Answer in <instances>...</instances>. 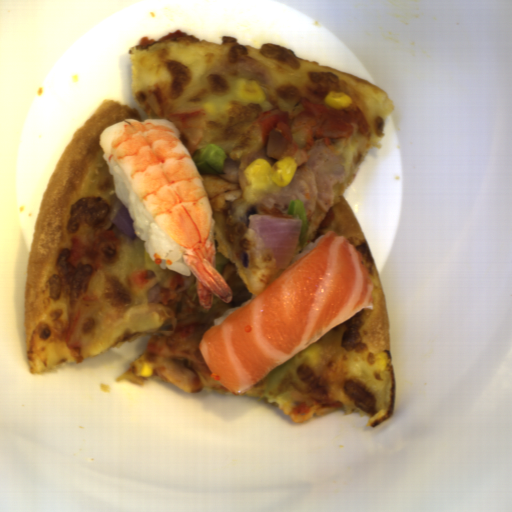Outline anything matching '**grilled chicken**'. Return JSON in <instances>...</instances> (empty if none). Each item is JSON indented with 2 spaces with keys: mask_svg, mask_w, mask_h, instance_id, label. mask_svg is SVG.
<instances>
[{
  "mask_svg": "<svg viewBox=\"0 0 512 512\" xmlns=\"http://www.w3.org/2000/svg\"><path fill=\"white\" fill-rule=\"evenodd\" d=\"M221 276L231 289L232 299L224 303L213 295L211 308L206 310L197 295L192 271L183 275L172 270L161 298L167 315L165 327L148 341L147 348L157 371L169 385L190 394L204 387L226 389L211 377L199 342L207 328L215 326V319L228 309L241 307L253 295L257 297L262 284L253 260L231 261Z\"/></svg>",
  "mask_w": 512,
  "mask_h": 512,
  "instance_id": "1",
  "label": "grilled chicken"
},
{
  "mask_svg": "<svg viewBox=\"0 0 512 512\" xmlns=\"http://www.w3.org/2000/svg\"><path fill=\"white\" fill-rule=\"evenodd\" d=\"M119 247L120 239L116 232L103 227L96 232L91 245H86L81 237L73 236L66 261L79 273L76 298L86 294L101 268L117 258Z\"/></svg>",
  "mask_w": 512,
  "mask_h": 512,
  "instance_id": "3",
  "label": "grilled chicken"
},
{
  "mask_svg": "<svg viewBox=\"0 0 512 512\" xmlns=\"http://www.w3.org/2000/svg\"><path fill=\"white\" fill-rule=\"evenodd\" d=\"M302 112L288 114L280 109L263 111L259 117L262 142L271 131L286 137L289 145L284 157H292L297 168L306 163L315 145H331L354 132L368 133L370 125L361 108L335 109L322 101L303 98ZM283 157V158H284Z\"/></svg>",
  "mask_w": 512,
  "mask_h": 512,
  "instance_id": "2",
  "label": "grilled chicken"
}]
</instances>
